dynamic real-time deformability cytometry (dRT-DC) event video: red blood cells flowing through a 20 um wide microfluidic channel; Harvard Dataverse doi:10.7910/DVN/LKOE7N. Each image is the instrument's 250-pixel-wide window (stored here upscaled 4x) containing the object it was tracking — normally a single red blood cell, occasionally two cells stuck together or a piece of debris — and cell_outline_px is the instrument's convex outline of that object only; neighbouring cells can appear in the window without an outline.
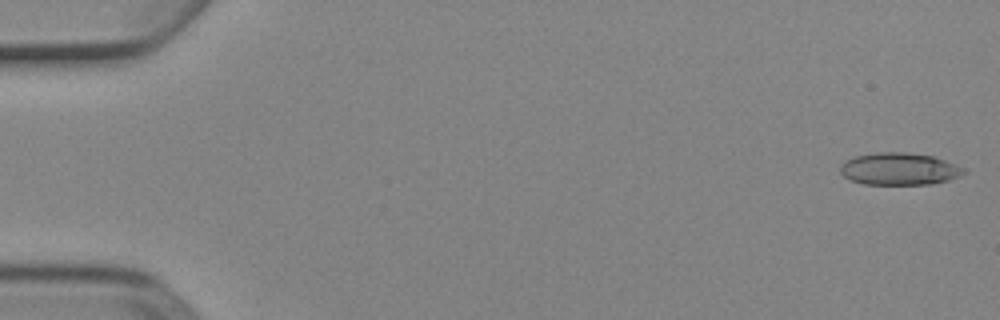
{"species": "Egyptian fruit bat (a non-hibernating species)", "species_latin": "Rousettus aegyptiacus", "temperature_condition": "cold", "stored_images_in_passage": 52, "camera_frame_rate_fps": 3000, "um_per_image_px": 0.085, "animal": {"sex": "female"}, "frame": {"image": 1, "passage_image": 1, "time_ms": 0.0, "image_size_px": [1000, 320], "cell_outline_px": [[968, 172], [960, 176], [948, 180], [932, 184], [864, 184], [852, 180], [844, 176], [840, 172], [840, 164], [844, 160], [856, 156], [876, 152], [904, 152], [932, 156], [968, 168]], "centroid_in_image_um": [76.47, 14.35], "position_along_channel_um": 8.5, "area_um2": 23.35}}
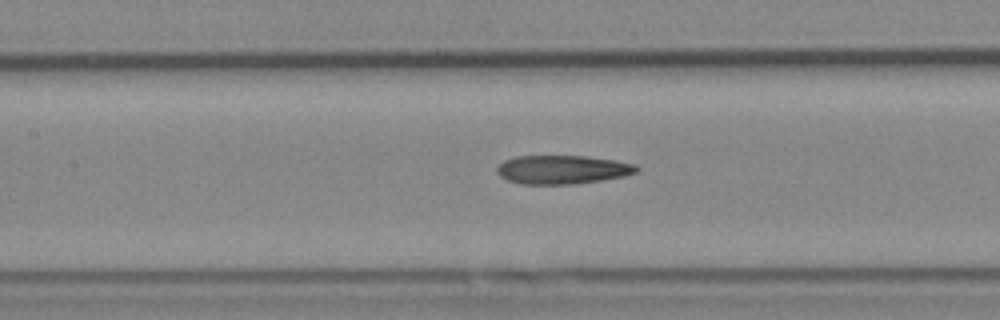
{"frame": {"image": 2, "passage_image": 24, "time_ms": 7.667, "image_size_px": [1000, 320], "cell_outline_px": [[640, 168], [636, 172], [624, 176], [576, 184], [520, 184], [508, 180], [500, 176], [496, 172], [496, 168], [504, 160], [516, 156], [588, 156], [616, 160], [636, 164]], "centroid_in_image_um": [47.81, 14.41], "position_along_channel_um": 159.6, "area_um2": 23.47}}
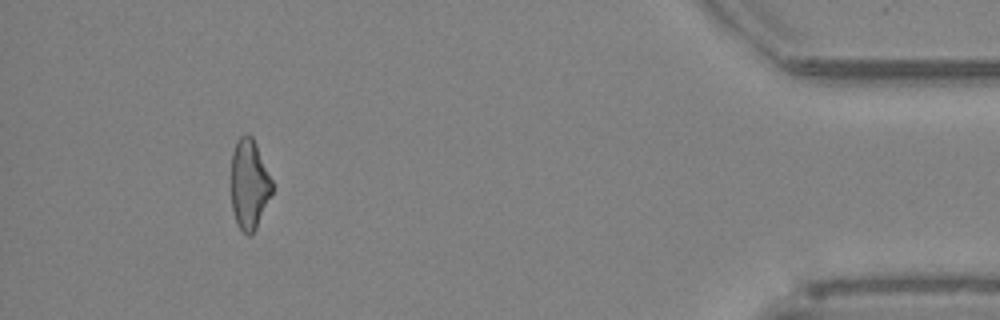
{"frame": {"image": 3, "passage_image": 48, "time_ms": 15.667, "image_size_px": [1000, 320], "cell_outline_px": [[272, 192], [256, 228], [248, 236], [236, 224], [232, 208], [232, 152], [236, 140], [240, 136], [252, 136], [256, 144], [272, 180]], "centroid_in_image_um": [21.17, 15.66], "position_along_channel_um": 414.0, "area_um2": 21.1}, "authors_computed_cell_mechanics": {"area_um2": 23.4957, "velocity_mm_per_s": 3.9183, "shape_relaxation_time_tau1_ms": null, "shape_relaxation_time_tau2_ms": 6.192, "deformation_change_tau1": null, "deformation_change_tau2": 0.1939}}